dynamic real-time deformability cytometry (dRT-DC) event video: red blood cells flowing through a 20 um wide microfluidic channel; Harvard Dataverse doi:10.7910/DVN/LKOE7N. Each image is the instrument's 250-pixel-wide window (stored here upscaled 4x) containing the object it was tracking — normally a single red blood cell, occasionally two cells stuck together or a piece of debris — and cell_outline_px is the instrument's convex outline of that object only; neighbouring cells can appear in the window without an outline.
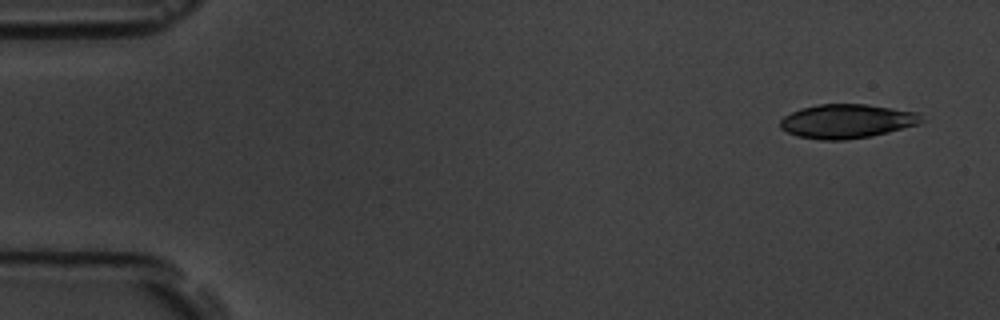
{"species": "common noctule bat (a hibernating species)", "species_latin": "Nyctalus noctula", "temperature_condition": "room temperature", "stored_images_in_passage": 5, "camera_frame_rate_fps": 3000, "um_per_image_px": 0.085, "animal": {"sex": "male", "body_mass_g": 19.5, "forearm_length_mm": 54.6}, "frame": {"image": 1, "passage_image": 1, "time_ms": 0.0, "image_size_px": [1000, 320], "cell_outline_px": [[924, 120], [920, 124], [872, 136], [844, 140], [820, 140], [796, 136], [780, 128], [780, 120], [784, 116], [800, 108], [820, 104], [868, 104], [916, 112]], "centroid_in_image_um": [71.97, 10.3], "position_along_channel_um": 13.0, "area_um2": 28.09}}
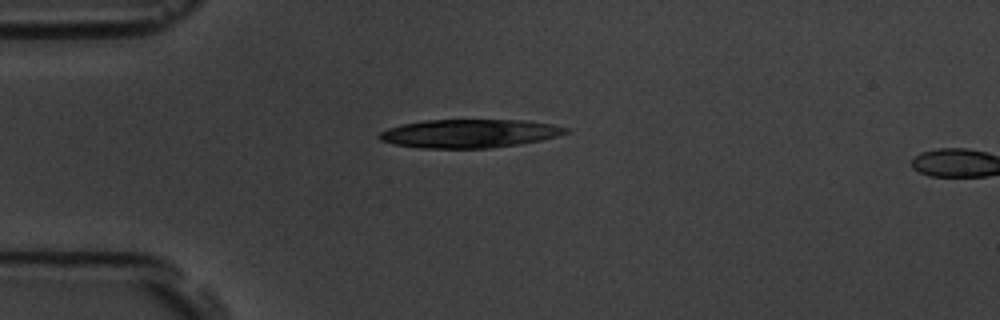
{"frame": {"image": 2, "passage_image": 4, "time_ms": 3.667, "image_size_px": [1000, 320], "cell_outline_px": [[572, 132], [540, 140], [516, 144], [488, 148], [420, 148], [396, 144], [380, 140], [376, 136], [380, 132], [388, 128], [404, 124], [424, 120], [524, 120], [552, 124], [572, 128]], "centroid_in_image_um": [39.93, 11.34], "position_along_channel_um": 45.1, "area_um2": 30.87}}